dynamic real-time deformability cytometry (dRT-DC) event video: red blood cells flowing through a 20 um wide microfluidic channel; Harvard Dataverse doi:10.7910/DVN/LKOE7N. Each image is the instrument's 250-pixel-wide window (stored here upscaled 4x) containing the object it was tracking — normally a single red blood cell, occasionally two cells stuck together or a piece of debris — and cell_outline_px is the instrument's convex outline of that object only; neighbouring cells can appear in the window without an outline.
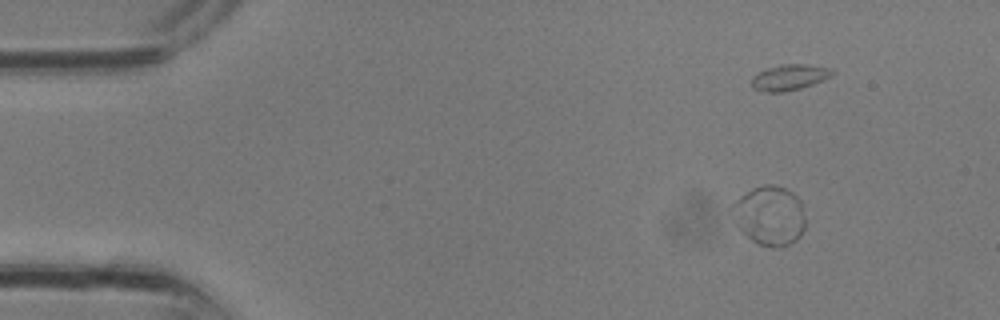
{"species": "common noctule bat (a hibernating species)", "species_latin": "Nyctalus noctula", "temperature_condition": "room temperature", "stored_images_in_passage": 10, "segment_of_instrument_passage": [2, 2], "camera_frame_rate_fps": 3000, "um_per_image_px": 0.085, "animal": {"sex": "male", "body_mass_g": 13.3}, "frame": {"image": 1, "passage_image": 2, "time_ms": 0.333, "image_size_px": [1000, 320], "cell_outline_px": [[804, 228], [800, 236], [796, 240], [788, 244], [776, 248], [772, 248], [760, 244], [752, 240], [736, 224], [732, 204], [740, 196], [752, 188], [764, 184], [772, 184], [784, 188], [792, 192], [800, 200], [804, 220]], "centroid_in_image_um": [65.43, 18.31], "position_along_channel_um": 19.6, "area_um2": 24.91}}